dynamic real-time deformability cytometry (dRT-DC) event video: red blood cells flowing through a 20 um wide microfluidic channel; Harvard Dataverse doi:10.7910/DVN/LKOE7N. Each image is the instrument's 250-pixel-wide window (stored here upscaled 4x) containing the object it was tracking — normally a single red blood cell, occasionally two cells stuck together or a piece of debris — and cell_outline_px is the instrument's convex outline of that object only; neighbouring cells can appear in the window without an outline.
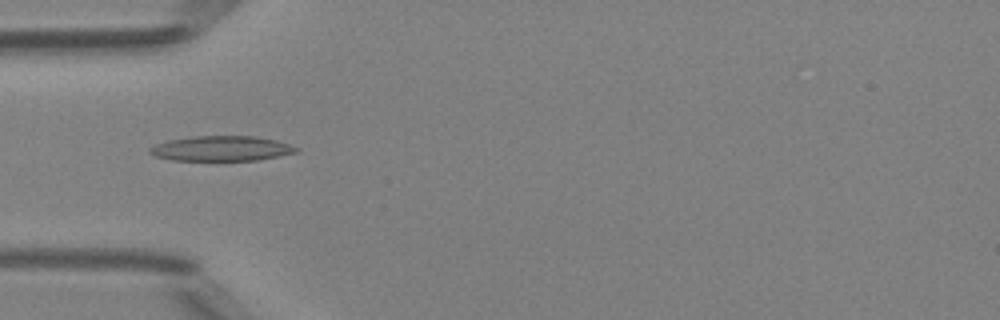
{"species": "Egyptian fruit bat (a non-hibernating species)", "species_latin": "Rousettus aegyptiacus", "temperature_condition": "room temperature", "stored_images_in_passage": 6, "camera_frame_rate_fps": 3000, "um_per_image_px": 0.085, "animal": {"sex": "female"}, "frame": {"image": 1, "passage_image": 4, "time_ms": 3.333, "image_size_px": [1000, 320], "cell_outline_px": [[300, 152], [256, 160], [172, 160], [156, 156], [148, 152], [148, 148], [156, 144], [168, 140], [192, 136], [256, 136], [276, 140], [300, 148]], "centroid_in_image_um": [18.83, 12.61], "position_along_channel_um": 66.2, "area_um2": 21.39}}
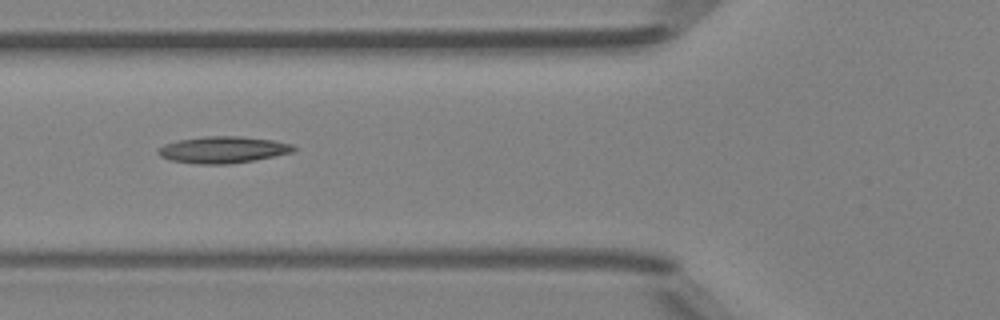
{"frame": {"image": 2, "passage_image": 5, "time_ms": 4.333, "image_size_px": [1000, 320], "cell_outline_px": [[296, 148], [292, 152], [252, 160], [228, 164], [196, 164], [168, 160], [160, 156], [156, 152], [164, 144], [176, 140], [204, 136], [240, 136], [272, 140], [292, 144]], "centroid_in_image_um": [18.88, 12.72], "position_along_channel_um": 106.9, "area_um2": 20.98}}
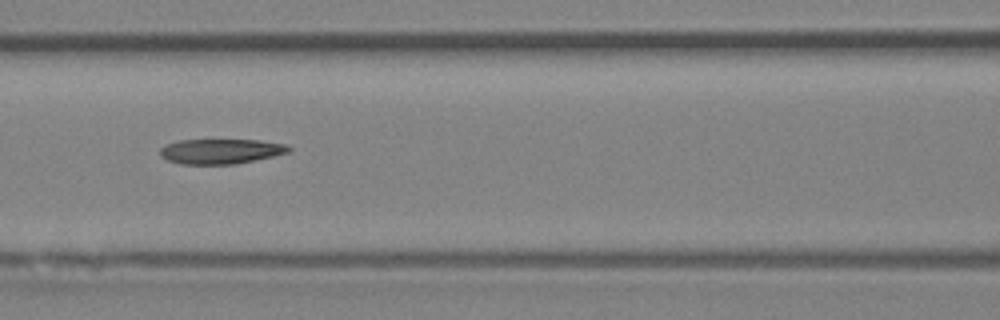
{"frame": {"image": 3, "passage_image": 6, "time_ms": 5.333, "image_size_px": [1000, 320], "cell_outline_px": [[292, 148], [288, 152], [272, 156], [236, 164], [180, 164], [168, 160], [160, 156], [160, 148], [168, 144], [180, 140], [256, 140], [284, 144]], "centroid_in_image_um": [18.73, 12.86], "position_along_channel_um": 147.9, "area_um2": 18.5}}